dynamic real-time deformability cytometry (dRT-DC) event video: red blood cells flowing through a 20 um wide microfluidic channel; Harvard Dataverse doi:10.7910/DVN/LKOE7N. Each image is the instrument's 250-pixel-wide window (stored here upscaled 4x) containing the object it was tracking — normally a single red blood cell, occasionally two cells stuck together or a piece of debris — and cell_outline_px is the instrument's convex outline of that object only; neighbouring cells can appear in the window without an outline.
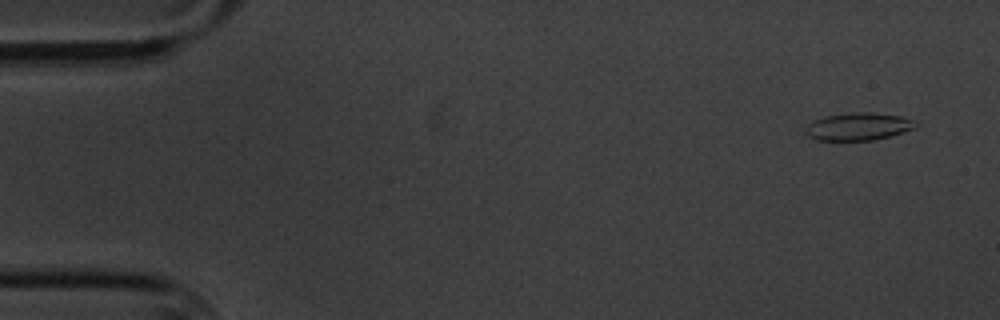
{"species": "common noctule bat (a hibernating species)", "species_latin": "Nyctalus noctula", "temperature_condition": "cold", "stored_images_in_passage": 6, "camera_frame_rate_fps": 3000, "um_per_image_px": 0.085, "animal": {"sex": "male", "body_mass_g": 20.1, "forearm_length_mm": 53.5}, "frame": {"image": 1, "passage_image": 1, "time_ms": 0.0, "image_size_px": [1000, 320], "cell_outline_px": [[920, 124], [916, 128], [888, 136], [872, 140], [816, 140], [808, 136], [804, 132], [808, 124], [812, 120], [824, 116], [860, 112], [868, 112], [900, 116], [916, 120]], "centroid_in_image_um": [72.96, 10.75], "position_along_channel_um": 12.0, "area_um2": 17.69}}
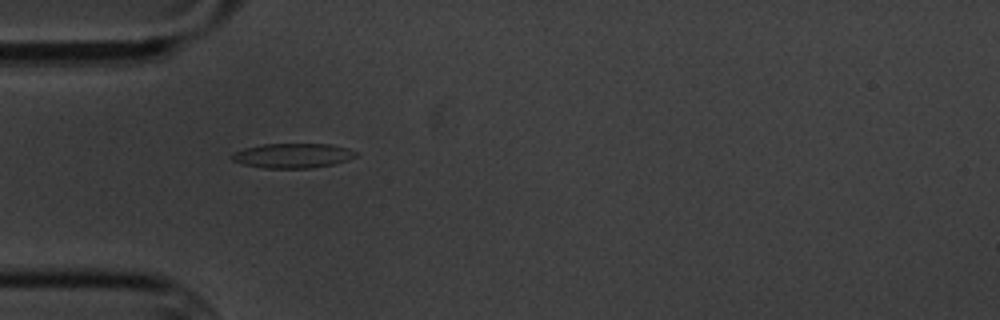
{"frame": {"image": 2, "passage_image": 5, "time_ms": 4.667, "image_size_px": [1000, 320], "cell_outline_px": [[356, 156], [348, 160], [332, 164], [312, 168], [264, 168], [244, 164], [232, 160], [232, 156], [236, 152], [244, 148], [264, 144], [332, 144], [348, 148], [356, 152]], "centroid_in_image_um": [24.91, 13.23], "position_along_channel_um": 60.1, "area_um2": 17.63}}
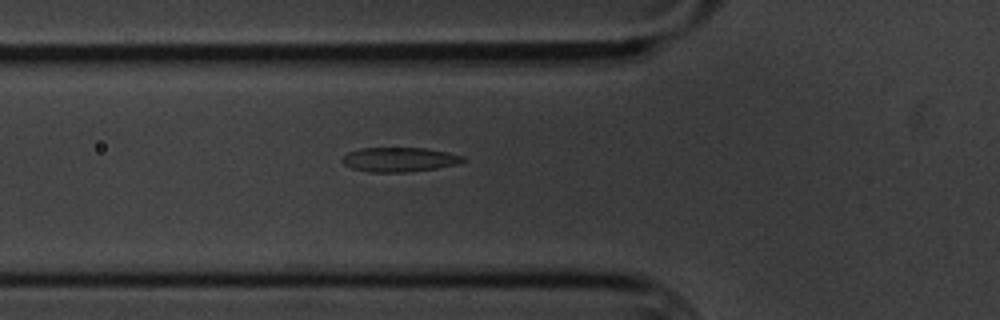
{"frame": {"image": 3, "passage_image": 6, "time_ms": 5.667, "image_size_px": [1000, 320], "cell_outline_px": [[468, 160], [456, 164], [436, 168], [404, 172], [368, 172], [352, 168], [344, 164], [344, 156], [348, 152], [360, 148], [424, 148], [448, 152], [464, 156]], "centroid_in_image_um": [33.98, 13.56], "position_along_channel_um": 91.8, "area_um2": 17.05}}